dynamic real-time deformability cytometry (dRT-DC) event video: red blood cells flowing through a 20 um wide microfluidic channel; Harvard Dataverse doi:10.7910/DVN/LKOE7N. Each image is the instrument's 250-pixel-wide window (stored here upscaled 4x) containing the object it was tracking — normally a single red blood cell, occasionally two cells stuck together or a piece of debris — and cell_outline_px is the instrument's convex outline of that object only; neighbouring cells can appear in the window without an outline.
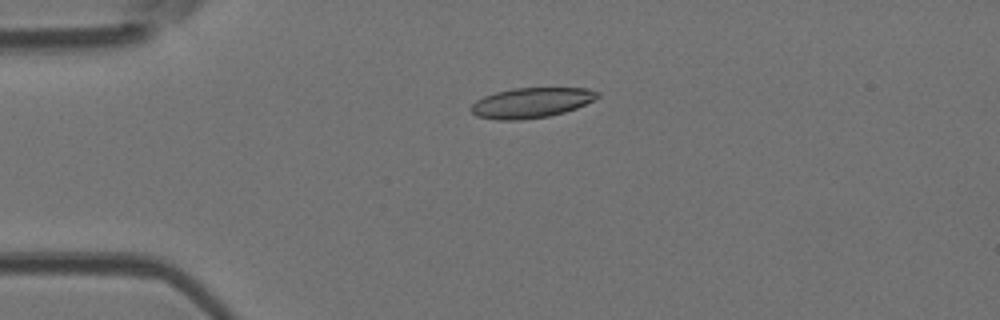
{"species": "Egyptian fruit bat (a non-hibernating species)", "species_latin": "Rousettus aegyptiacus", "temperature_condition": "room temperature", "stored_images_in_passage": 49, "camera_frame_rate_fps": 3000, "um_per_image_px": 0.085, "animal": {"sex": "female"}, "frame": {"image": 1, "passage_image": 12, "time_ms": 3.667, "image_size_px": [1000, 320], "cell_outline_px": [[600, 96], [576, 108], [564, 112], [548, 116], [520, 120], [496, 120], [476, 116], [468, 108], [476, 100], [484, 96], [496, 92], [512, 88], [588, 88], [600, 92]], "centroid_in_image_um": [45.13, 8.73], "position_along_channel_um": 39.9, "area_um2": 22.25}}
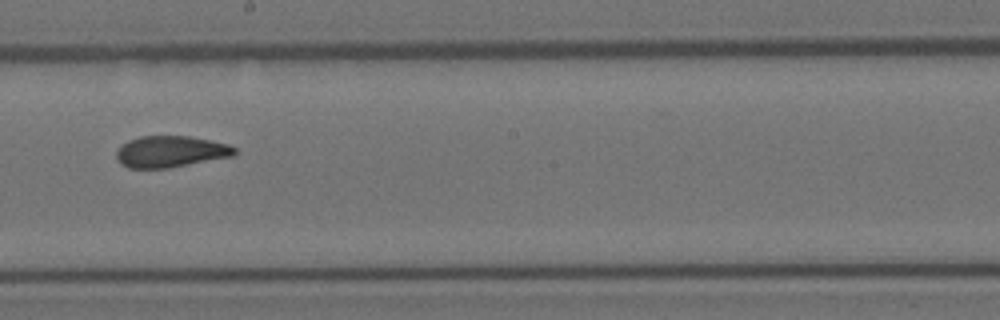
{"frame": {"image": 2, "passage_image": 28, "time_ms": 9.0, "image_size_px": [1000, 320], "cell_outline_px": [[236, 152], [232, 156], [168, 168], [128, 168], [120, 164], [116, 156], [116, 152], [128, 140], [140, 136], [188, 136], [228, 144], [236, 148]], "centroid_in_image_um": [14.48, 12.89], "position_along_channel_um": 233.7, "area_um2": 21.44}}
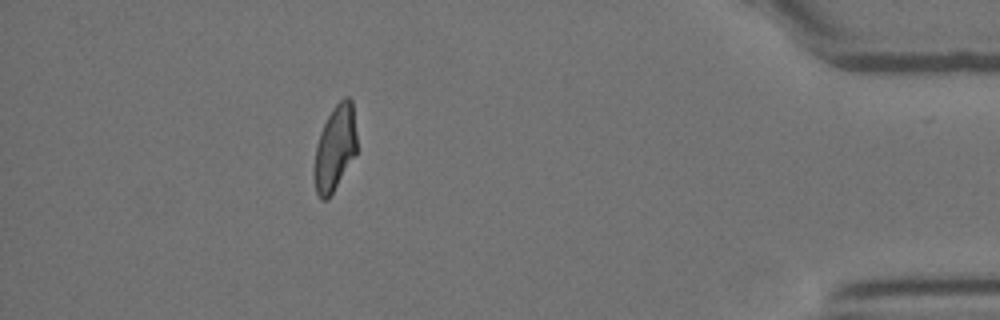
{"frame": {"image": 3, "passage_image": 44, "time_ms": 14.333, "image_size_px": [1000, 320], "cell_outline_px": [[356, 152], [328, 200], [320, 200], [316, 192], [316, 144], [320, 132], [332, 108], [344, 96], [348, 96], [352, 100], [356, 136]], "centroid_in_image_um": [28.49, 12.54], "position_along_channel_um": 406.7, "area_um2": 20.58}, "authors_computed_cell_mechanics": {"area_um2": 22.0796, "velocity_mm_per_s": 4.1789, "shape_relaxation_time_tau1_ms": null, "shape_relaxation_time_tau2_ms": 1.781, "deformation_change_tau1": null, "deformation_change_tau2": 0.0837}}